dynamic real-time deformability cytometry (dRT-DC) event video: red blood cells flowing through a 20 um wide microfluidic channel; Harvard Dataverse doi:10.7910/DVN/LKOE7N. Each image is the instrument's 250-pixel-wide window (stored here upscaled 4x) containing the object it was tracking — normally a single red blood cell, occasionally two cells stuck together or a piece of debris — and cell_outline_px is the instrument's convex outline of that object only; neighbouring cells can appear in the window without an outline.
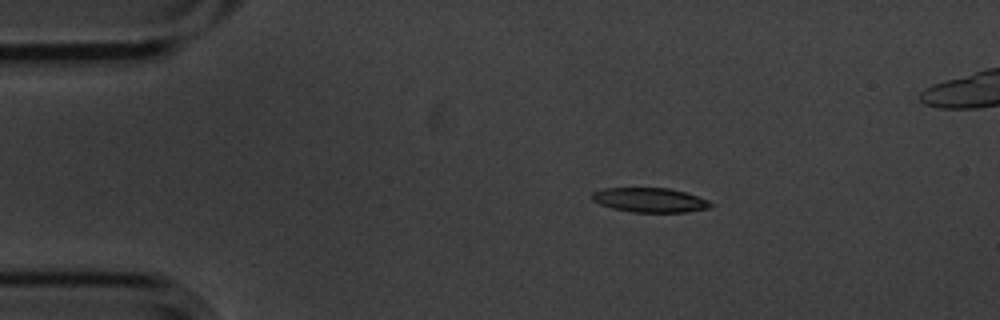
{"species": "common noctule bat (a hibernating species)", "species_latin": "Nyctalus noctula", "temperature_condition": "cold", "stored_images_in_passage": 5, "camera_frame_rate_fps": 3000, "um_per_image_px": 0.085, "animal": {"sex": "male", "body_mass_g": 20.1, "forearm_length_mm": 53.5}, "frame": {"image": 1, "passage_image": 2, "time_ms": 0.333, "image_size_px": [1000, 320], "cell_outline_px": [[712, 204], [708, 208], [684, 212], [632, 212], [612, 208], [600, 204], [592, 200], [592, 192], [604, 188], [668, 188], [684, 192], [708, 200]], "centroid_in_image_um": [55.2, 17.0], "position_along_channel_um": 29.8, "area_um2": 16.7}}
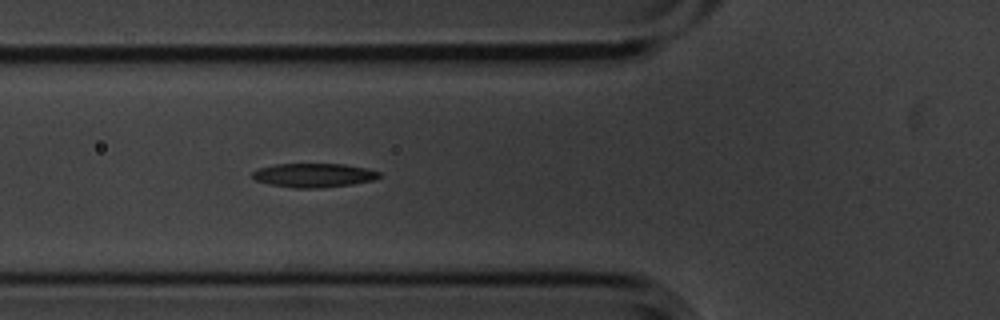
{"frame": {"image": 2, "passage_image": 5, "time_ms": 1.333, "image_size_px": [1000, 320], "cell_outline_px": [[380, 176], [376, 180], [352, 184], [320, 188], [296, 188], [268, 184], [256, 180], [252, 176], [252, 172], [260, 168], [276, 164], [344, 164], [368, 168], [380, 172]], "centroid_in_image_um": [26.71, 14.9], "position_along_channel_um": 99.1, "area_um2": 17.74}}